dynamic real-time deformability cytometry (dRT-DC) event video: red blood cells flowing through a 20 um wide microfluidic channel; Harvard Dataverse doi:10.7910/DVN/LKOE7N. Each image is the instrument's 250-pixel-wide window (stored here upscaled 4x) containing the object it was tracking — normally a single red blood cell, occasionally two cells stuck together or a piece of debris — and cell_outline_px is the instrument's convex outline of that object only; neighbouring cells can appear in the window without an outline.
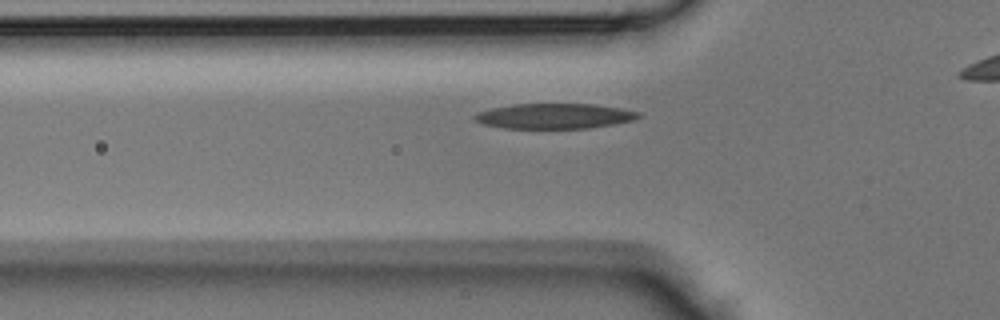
{"species": "Egyptian fruit bat (a non-hibernating species)", "species_latin": "Rousettus aegyptiacus", "temperature_condition": "room temperature", "stored_images_in_passage": 27, "camera_frame_rate_fps": 3000, "um_per_image_px": 0.085, "animal": {"sex": "male"}, "frame": {"image": 1, "passage_image": 3, "time_ms": 0.667, "image_size_px": [1000, 320], "cell_outline_px": [[640, 116], [632, 120], [612, 124], [588, 128], [504, 128], [484, 124], [476, 120], [472, 116], [476, 112], [492, 108], [512, 104], [596, 104], [620, 108], [640, 112]], "centroid_in_image_um": [47.1, 9.86], "position_along_channel_um": 78.7, "area_um2": 23.93}}
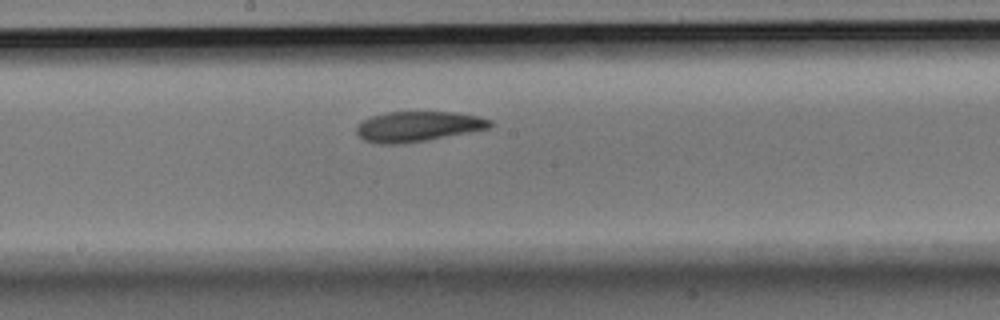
{"frame": {"image": 2, "passage_image": 12, "time_ms": 3.667, "image_size_px": [1000, 320], "cell_outline_px": [[492, 128], [424, 140], [396, 144], [376, 144], [364, 140], [356, 132], [356, 128], [364, 120], [372, 116], [388, 112], [456, 112], [480, 116], [492, 120]], "centroid_in_image_um": [35.56, 10.74], "position_along_channel_um": 212.6, "area_um2": 23.35}}
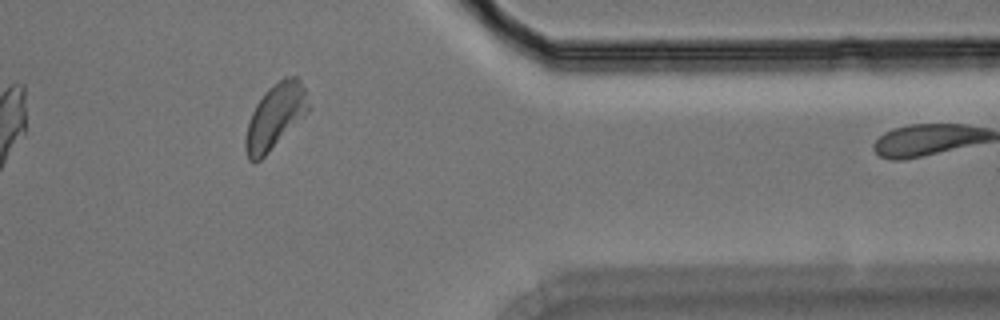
{"frame": {"image": 3, "passage_image": 25, "time_ms": 8.0, "image_size_px": [1000, 320], "cell_outline_px": [[312, 108], [260, 160], [252, 164], [248, 160], [244, 148], [244, 140], [248, 124], [252, 112], [256, 104], [264, 92], [272, 84], [284, 76], [296, 76], [300, 80], [304, 88]], "centroid_in_image_um": [23.39, 9.88], "position_along_channel_um": 388.0, "area_um2": 23.87}}